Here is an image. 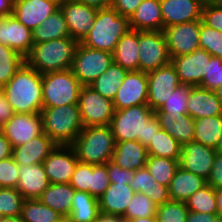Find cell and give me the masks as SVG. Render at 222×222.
<instances>
[{
  "instance_id": "cell-65",
  "label": "cell",
  "mask_w": 222,
  "mask_h": 222,
  "mask_svg": "<svg viewBox=\"0 0 222 222\" xmlns=\"http://www.w3.org/2000/svg\"><path fill=\"white\" fill-rule=\"evenodd\" d=\"M216 97L221 101L222 103V86L216 90H214Z\"/></svg>"
},
{
  "instance_id": "cell-31",
  "label": "cell",
  "mask_w": 222,
  "mask_h": 222,
  "mask_svg": "<svg viewBox=\"0 0 222 222\" xmlns=\"http://www.w3.org/2000/svg\"><path fill=\"white\" fill-rule=\"evenodd\" d=\"M74 194L75 189L70 183H50L38 199L67 218L71 212Z\"/></svg>"
},
{
  "instance_id": "cell-41",
  "label": "cell",
  "mask_w": 222,
  "mask_h": 222,
  "mask_svg": "<svg viewBox=\"0 0 222 222\" xmlns=\"http://www.w3.org/2000/svg\"><path fill=\"white\" fill-rule=\"evenodd\" d=\"M157 205L149 197L140 192H135L131 202L128 204L125 214L122 216L125 220L141 217L156 216Z\"/></svg>"
},
{
  "instance_id": "cell-20",
  "label": "cell",
  "mask_w": 222,
  "mask_h": 222,
  "mask_svg": "<svg viewBox=\"0 0 222 222\" xmlns=\"http://www.w3.org/2000/svg\"><path fill=\"white\" fill-rule=\"evenodd\" d=\"M206 0H160L163 29L172 25L202 19Z\"/></svg>"
},
{
  "instance_id": "cell-70",
  "label": "cell",
  "mask_w": 222,
  "mask_h": 222,
  "mask_svg": "<svg viewBox=\"0 0 222 222\" xmlns=\"http://www.w3.org/2000/svg\"><path fill=\"white\" fill-rule=\"evenodd\" d=\"M60 222H69L67 218H64L62 221Z\"/></svg>"
},
{
  "instance_id": "cell-68",
  "label": "cell",
  "mask_w": 222,
  "mask_h": 222,
  "mask_svg": "<svg viewBox=\"0 0 222 222\" xmlns=\"http://www.w3.org/2000/svg\"><path fill=\"white\" fill-rule=\"evenodd\" d=\"M213 222H222V217L221 216H218L216 215Z\"/></svg>"
},
{
  "instance_id": "cell-7",
  "label": "cell",
  "mask_w": 222,
  "mask_h": 222,
  "mask_svg": "<svg viewBox=\"0 0 222 222\" xmlns=\"http://www.w3.org/2000/svg\"><path fill=\"white\" fill-rule=\"evenodd\" d=\"M81 88L71 69L42 74L43 108L78 104Z\"/></svg>"
},
{
  "instance_id": "cell-61",
  "label": "cell",
  "mask_w": 222,
  "mask_h": 222,
  "mask_svg": "<svg viewBox=\"0 0 222 222\" xmlns=\"http://www.w3.org/2000/svg\"><path fill=\"white\" fill-rule=\"evenodd\" d=\"M94 222H125V219L122 216L100 212Z\"/></svg>"
},
{
  "instance_id": "cell-22",
  "label": "cell",
  "mask_w": 222,
  "mask_h": 222,
  "mask_svg": "<svg viewBox=\"0 0 222 222\" xmlns=\"http://www.w3.org/2000/svg\"><path fill=\"white\" fill-rule=\"evenodd\" d=\"M57 144L44 132L24 145L13 147L12 157L18 165L42 164Z\"/></svg>"
},
{
  "instance_id": "cell-16",
  "label": "cell",
  "mask_w": 222,
  "mask_h": 222,
  "mask_svg": "<svg viewBox=\"0 0 222 222\" xmlns=\"http://www.w3.org/2000/svg\"><path fill=\"white\" fill-rule=\"evenodd\" d=\"M211 57L206 50L198 49L190 54L172 58L171 63L176 69L180 83L191 87L199 86Z\"/></svg>"
},
{
  "instance_id": "cell-8",
  "label": "cell",
  "mask_w": 222,
  "mask_h": 222,
  "mask_svg": "<svg viewBox=\"0 0 222 222\" xmlns=\"http://www.w3.org/2000/svg\"><path fill=\"white\" fill-rule=\"evenodd\" d=\"M113 62V53L91 49L79 42L71 70L82 86H90Z\"/></svg>"
},
{
  "instance_id": "cell-64",
  "label": "cell",
  "mask_w": 222,
  "mask_h": 222,
  "mask_svg": "<svg viewBox=\"0 0 222 222\" xmlns=\"http://www.w3.org/2000/svg\"><path fill=\"white\" fill-rule=\"evenodd\" d=\"M0 222H23L20 216L0 217Z\"/></svg>"
},
{
  "instance_id": "cell-45",
  "label": "cell",
  "mask_w": 222,
  "mask_h": 222,
  "mask_svg": "<svg viewBox=\"0 0 222 222\" xmlns=\"http://www.w3.org/2000/svg\"><path fill=\"white\" fill-rule=\"evenodd\" d=\"M190 86L179 85L171 96L165 101L159 109L161 112H171V114H188L187 101L189 98Z\"/></svg>"
},
{
  "instance_id": "cell-69",
  "label": "cell",
  "mask_w": 222,
  "mask_h": 222,
  "mask_svg": "<svg viewBox=\"0 0 222 222\" xmlns=\"http://www.w3.org/2000/svg\"><path fill=\"white\" fill-rule=\"evenodd\" d=\"M54 1H56L58 4H62V3H64L67 0H54Z\"/></svg>"
},
{
  "instance_id": "cell-56",
  "label": "cell",
  "mask_w": 222,
  "mask_h": 222,
  "mask_svg": "<svg viewBox=\"0 0 222 222\" xmlns=\"http://www.w3.org/2000/svg\"><path fill=\"white\" fill-rule=\"evenodd\" d=\"M12 106L7 101L5 93L0 88V130L14 115Z\"/></svg>"
},
{
  "instance_id": "cell-60",
  "label": "cell",
  "mask_w": 222,
  "mask_h": 222,
  "mask_svg": "<svg viewBox=\"0 0 222 222\" xmlns=\"http://www.w3.org/2000/svg\"><path fill=\"white\" fill-rule=\"evenodd\" d=\"M14 0H0V17L13 15Z\"/></svg>"
},
{
  "instance_id": "cell-15",
  "label": "cell",
  "mask_w": 222,
  "mask_h": 222,
  "mask_svg": "<svg viewBox=\"0 0 222 222\" xmlns=\"http://www.w3.org/2000/svg\"><path fill=\"white\" fill-rule=\"evenodd\" d=\"M1 131L12 147L24 145L43 133L41 113H15Z\"/></svg>"
},
{
  "instance_id": "cell-13",
  "label": "cell",
  "mask_w": 222,
  "mask_h": 222,
  "mask_svg": "<svg viewBox=\"0 0 222 222\" xmlns=\"http://www.w3.org/2000/svg\"><path fill=\"white\" fill-rule=\"evenodd\" d=\"M148 96L147 73L142 71L127 72L113 100L115 110L145 105Z\"/></svg>"
},
{
  "instance_id": "cell-26",
  "label": "cell",
  "mask_w": 222,
  "mask_h": 222,
  "mask_svg": "<svg viewBox=\"0 0 222 222\" xmlns=\"http://www.w3.org/2000/svg\"><path fill=\"white\" fill-rule=\"evenodd\" d=\"M134 194L135 191L127 183H110L98 199L100 212L123 216Z\"/></svg>"
},
{
  "instance_id": "cell-6",
  "label": "cell",
  "mask_w": 222,
  "mask_h": 222,
  "mask_svg": "<svg viewBox=\"0 0 222 222\" xmlns=\"http://www.w3.org/2000/svg\"><path fill=\"white\" fill-rule=\"evenodd\" d=\"M43 132L57 145L71 146L83 130L78 104L41 110Z\"/></svg>"
},
{
  "instance_id": "cell-46",
  "label": "cell",
  "mask_w": 222,
  "mask_h": 222,
  "mask_svg": "<svg viewBox=\"0 0 222 222\" xmlns=\"http://www.w3.org/2000/svg\"><path fill=\"white\" fill-rule=\"evenodd\" d=\"M110 185L107 163L102 165H91L90 194L99 199Z\"/></svg>"
},
{
  "instance_id": "cell-24",
  "label": "cell",
  "mask_w": 222,
  "mask_h": 222,
  "mask_svg": "<svg viewBox=\"0 0 222 222\" xmlns=\"http://www.w3.org/2000/svg\"><path fill=\"white\" fill-rule=\"evenodd\" d=\"M18 171L16 189L24 199H38L50 184L43 164L19 165Z\"/></svg>"
},
{
  "instance_id": "cell-47",
  "label": "cell",
  "mask_w": 222,
  "mask_h": 222,
  "mask_svg": "<svg viewBox=\"0 0 222 222\" xmlns=\"http://www.w3.org/2000/svg\"><path fill=\"white\" fill-rule=\"evenodd\" d=\"M222 86V59L212 56L208 63L207 72L199 87L216 90Z\"/></svg>"
},
{
  "instance_id": "cell-52",
  "label": "cell",
  "mask_w": 222,
  "mask_h": 222,
  "mask_svg": "<svg viewBox=\"0 0 222 222\" xmlns=\"http://www.w3.org/2000/svg\"><path fill=\"white\" fill-rule=\"evenodd\" d=\"M107 171L110 183H127L132 181L133 170H126L113 163L111 160L107 162Z\"/></svg>"
},
{
  "instance_id": "cell-66",
  "label": "cell",
  "mask_w": 222,
  "mask_h": 222,
  "mask_svg": "<svg viewBox=\"0 0 222 222\" xmlns=\"http://www.w3.org/2000/svg\"><path fill=\"white\" fill-rule=\"evenodd\" d=\"M216 151L222 153V133L219 137L218 146L216 148Z\"/></svg>"
},
{
  "instance_id": "cell-14",
  "label": "cell",
  "mask_w": 222,
  "mask_h": 222,
  "mask_svg": "<svg viewBox=\"0 0 222 222\" xmlns=\"http://www.w3.org/2000/svg\"><path fill=\"white\" fill-rule=\"evenodd\" d=\"M78 161L72 146L57 145L42 163L49 183H70Z\"/></svg>"
},
{
  "instance_id": "cell-9",
  "label": "cell",
  "mask_w": 222,
  "mask_h": 222,
  "mask_svg": "<svg viewBox=\"0 0 222 222\" xmlns=\"http://www.w3.org/2000/svg\"><path fill=\"white\" fill-rule=\"evenodd\" d=\"M139 71L149 73L171 63L163 31H138Z\"/></svg>"
},
{
  "instance_id": "cell-37",
  "label": "cell",
  "mask_w": 222,
  "mask_h": 222,
  "mask_svg": "<svg viewBox=\"0 0 222 222\" xmlns=\"http://www.w3.org/2000/svg\"><path fill=\"white\" fill-rule=\"evenodd\" d=\"M20 217L23 222H60L64 219L39 199H24Z\"/></svg>"
},
{
  "instance_id": "cell-36",
  "label": "cell",
  "mask_w": 222,
  "mask_h": 222,
  "mask_svg": "<svg viewBox=\"0 0 222 222\" xmlns=\"http://www.w3.org/2000/svg\"><path fill=\"white\" fill-rule=\"evenodd\" d=\"M146 149L150 156L179 160L182 144H180L164 129L160 128Z\"/></svg>"
},
{
  "instance_id": "cell-57",
  "label": "cell",
  "mask_w": 222,
  "mask_h": 222,
  "mask_svg": "<svg viewBox=\"0 0 222 222\" xmlns=\"http://www.w3.org/2000/svg\"><path fill=\"white\" fill-rule=\"evenodd\" d=\"M13 147L5 134L0 130V160L12 156Z\"/></svg>"
},
{
  "instance_id": "cell-17",
  "label": "cell",
  "mask_w": 222,
  "mask_h": 222,
  "mask_svg": "<svg viewBox=\"0 0 222 222\" xmlns=\"http://www.w3.org/2000/svg\"><path fill=\"white\" fill-rule=\"evenodd\" d=\"M216 153L213 148L191 141L182 145L178 165L207 180L212 171Z\"/></svg>"
},
{
  "instance_id": "cell-35",
  "label": "cell",
  "mask_w": 222,
  "mask_h": 222,
  "mask_svg": "<svg viewBox=\"0 0 222 222\" xmlns=\"http://www.w3.org/2000/svg\"><path fill=\"white\" fill-rule=\"evenodd\" d=\"M127 72L124 68L113 62L90 86L103 97L113 101Z\"/></svg>"
},
{
  "instance_id": "cell-51",
  "label": "cell",
  "mask_w": 222,
  "mask_h": 222,
  "mask_svg": "<svg viewBox=\"0 0 222 222\" xmlns=\"http://www.w3.org/2000/svg\"><path fill=\"white\" fill-rule=\"evenodd\" d=\"M154 177L148 172L146 167L135 170L132 176V181L130 182L131 188L135 192L143 193L154 184Z\"/></svg>"
},
{
  "instance_id": "cell-49",
  "label": "cell",
  "mask_w": 222,
  "mask_h": 222,
  "mask_svg": "<svg viewBox=\"0 0 222 222\" xmlns=\"http://www.w3.org/2000/svg\"><path fill=\"white\" fill-rule=\"evenodd\" d=\"M70 185L75 190L88 192L90 194L91 164L78 161Z\"/></svg>"
},
{
  "instance_id": "cell-43",
  "label": "cell",
  "mask_w": 222,
  "mask_h": 222,
  "mask_svg": "<svg viewBox=\"0 0 222 222\" xmlns=\"http://www.w3.org/2000/svg\"><path fill=\"white\" fill-rule=\"evenodd\" d=\"M188 212L186 202L170 200L157 206V222H186Z\"/></svg>"
},
{
  "instance_id": "cell-2",
  "label": "cell",
  "mask_w": 222,
  "mask_h": 222,
  "mask_svg": "<svg viewBox=\"0 0 222 222\" xmlns=\"http://www.w3.org/2000/svg\"><path fill=\"white\" fill-rule=\"evenodd\" d=\"M14 113H38L43 108L42 74L26 62L1 88Z\"/></svg>"
},
{
  "instance_id": "cell-39",
  "label": "cell",
  "mask_w": 222,
  "mask_h": 222,
  "mask_svg": "<svg viewBox=\"0 0 222 222\" xmlns=\"http://www.w3.org/2000/svg\"><path fill=\"white\" fill-rule=\"evenodd\" d=\"M25 63V58L9 46L0 44V88H2Z\"/></svg>"
},
{
  "instance_id": "cell-34",
  "label": "cell",
  "mask_w": 222,
  "mask_h": 222,
  "mask_svg": "<svg viewBox=\"0 0 222 222\" xmlns=\"http://www.w3.org/2000/svg\"><path fill=\"white\" fill-rule=\"evenodd\" d=\"M222 133V115L195 120L194 141L216 150Z\"/></svg>"
},
{
  "instance_id": "cell-38",
  "label": "cell",
  "mask_w": 222,
  "mask_h": 222,
  "mask_svg": "<svg viewBox=\"0 0 222 222\" xmlns=\"http://www.w3.org/2000/svg\"><path fill=\"white\" fill-rule=\"evenodd\" d=\"M178 166V160L150 155H148L145 164L146 169L154 177V180L167 187H169Z\"/></svg>"
},
{
  "instance_id": "cell-23",
  "label": "cell",
  "mask_w": 222,
  "mask_h": 222,
  "mask_svg": "<svg viewBox=\"0 0 222 222\" xmlns=\"http://www.w3.org/2000/svg\"><path fill=\"white\" fill-rule=\"evenodd\" d=\"M187 112L194 120L222 115V103L212 90L190 86Z\"/></svg>"
},
{
  "instance_id": "cell-50",
  "label": "cell",
  "mask_w": 222,
  "mask_h": 222,
  "mask_svg": "<svg viewBox=\"0 0 222 222\" xmlns=\"http://www.w3.org/2000/svg\"><path fill=\"white\" fill-rule=\"evenodd\" d=\"M202 22L220 32H222V8L205 1L202 9Z\"/></svg>"
},
{
  "instance_id": "cell-54",
  "label": "cell",
  "mask_w": 222,
  "mask_h": 222,
  "mask_svg": "<svg viewBox=\"0 0 222 222\" xmlns=\"http://www.w3.org/2000/svg\"><path fill=\"white\" fill-rule=\"evenodd\" d=\"M206 184L214 189L222 188V153L217 152L212 166V171L206 180Z\"/></svg>"
},
{
  "instance_id": "cell-44",
  "label": "cell",
  "mask_w": 222,
  "mask_h": 222,
  "mask_svg": "<svg viewBox=\"0 0 222 222\" xmlns=\"http://www.w3.org/2000/svg\"><path fill=\"white\" fill-rule=\"evenodd\" d=\"M200 49L206 50L214 57L222 59V32L205 25L201 20Z\"/></svg>"
},
{
  "instance_id": "cell-67",
  "label": "cell",
  "mask_w": 222,
  "mask_h": 222,
  "mask_svg": "<svg viewBox=\"0 0 222 222\" xmlns=\"http://www.w3.org/2000/svg\"><path fill=\"white\" fill-rule=\"evenodd\" d=\"M207 1H209L212 4L222 8V0H207Z\"/></svg>"
},
{
  "instance_id": "cell-21",
  "label": "cell",
  "mask_w": 222,
  "mask_h": 222,
  "mask_svg": "<svg viewBox=\"0 0 222 222\" xmlns=\"http://www.w3.org/2000/svg\"><path fill=\"white\" fill-rule=\"evenodd\" d=\"M59 7L54 0H14L13 15L33 31Z\"/></svg>"
},
{
  "instance_id": "cell-4",
  "label": "cell",
  "mask_w": 222,
  "mask_h": 222,
  "mask_svg": "<svg viewBox=\"0 0 222 222\" xmlns=\"http://www.w3.org/2000/svg\"><path fill=\"white\" fill-rule=\"evenodd\" d=\"M130 29L129 18L111 8L98 9L92 29L82 45L113 53L120 38Z\"/></svg>"
},
{
  "instance_id": "cell-42",
  "label": "cell",
  "mask_w": 222,
  "mask_h": 222,
  "mask_svg": "<svg viewBox=\"0 0 222 222\" xmlns=\"http://www.w3.org/2000/svg\"><path fill=\"white\" fill-rule=\"evenodd\" d=\"M23 202L16 188H0V217L20 216Z\"/></svg>"
},
{
  "instance_id": "cell-29",
  "label": "cell",
  "mask_w": 222,
  "mask_h": 222,
  "mask_svg": "<svg viewBox=\"0 0 222 222\" xmlns=\"http://www.w3.org/2000/svg\"><path fill=\"white\" fill-rule=\"evenodd\" d=\"M206 185V180L178 166L168 187L171 201L186 202L191 195Z\"/></svg>"
},
{
  "instance_id": "cell-3",
  "label": "cell",
  "mask_w": 222,
  "mask_h": 222,
  "mask_svg": "<svg viewBox=\"0 0 222 222\" xmlns=\"http://www.w3.org/2000/svg\"><path fill=\"white\" fill-rule=\"evenodd\" d=\"M78 43L71 37L34 43L25 62L40 74L71 69Z\"/></svg>"
},
{
  "instance_id": "cell-11",
  "label": "cell",
  "mask_w": 222,
  "mask_h": 222,
  "mask_svg": "<svg viewBox=\"0 0 222 222\" xmlns=\"http://www.w3.org/2000/svg\"><path fill=\"white\" fill-rule=\"evenodd\" d=\"M147 78V104L155 112L162 107L181 83L172 63L147 73Z\"/></svg>"
},
{
  "instance_id": "cell-32",
  "label": "cell",
  "mask_w": 222,
  "mask_h": 222,
  "mask_svg": "<svg viewBox=\"0 0 222 222\" xmlns=\"http://www.w3.org/2000/svg\"><path fill=\"white\" fill-rule=\"evenodd\" d=\"M100 213L99 201L88 192L75 190L69 222H94Z\"/></svg>"
},
{
  "instance_id": "cell-53",
  "label": "cell",
  "mask_w": 222,
  "mask_h": 222,
  "mask_svg": "<svg viewBox=\"0 0 222 222\" xmlns=\"http://www.w3.org/2000/svg\"><path fill=\"white\" fill-rule=\"evenodd\" d=\"M143 194L149 197L157 206L170 201L168 187L157 181H154L149 190L144 191Z\"/></svg>"
},
{
  "instance_id": "cell-30",
  "label": "cell",
  "mask_w": 222,
  "mask_h": 222,
  "mask_svg": "<svg viewBox=\"0 0 222 222\" xmlns=\"http://www.w3.org/2000/svg\"><path fill=\"white\" fill-rule=\"evenodd\" d=\"M138 30L129 29L113 52L114 63L126 71H139Z\"/></svg>"
},
{
  "instance_id": "cell-58",
  "label": "cell",
  "mask_w": 222,
  "mask_h": 222,
  "mask_svg": "<svg viewBox=\"0 0 222 222\" xmlns=\"http://www.w3.org/2000/svg\"><path fill=\"white\" fill-rule=\"evenodd\" d=\"M216 214L189 211L186 222H213Z\"/></svg>"
},
{
  "instance_id": "cell-27",
  "label": "cell",
  "mask_w": 222,
  "mask_h": 222,
  "mask_svg": "<svg viewBox=\"0 0 222 222\" xmlns=\"http://www.w3.org/2000/svg\"><path fill=\"white\" fill-rule=\"evenodd\" d=\"M148 152L139 141L116 142L111 161L126 170H138L145 167Z\"/></svg>"
},
{
  "instance_id": "cell-10",
  "label": "cell",
  "mask_w": 222,
  "mask_h": 222,
  "mask_svg": "<svg viewBox=\"0 0 222 222\" xmlns=\"http://www.w3.org/2000/svg\"><path fill=\"white\" fill-rule=\"evenodd\" d=\"M78 106L83 127L109 126L114 116L113 101L100 95L91 86H82Z\"/></svg>"
},
{
  "instance_id": "cell-63",
  "label": "cell",
  "mask_w": 222,
  "mask_h": 222,
  "mask_svg": "<svg viewBox=\"0 0 222 222\" xmlns=\"http://www.w3.org/2000/svg\"><path fill=\"white\" fill-rule=\"evenodd\" d=\"M125 222H157V218L156 216L153 217H141V218H136V219H129V220H125Z\"/></svg>"
},
{
  "instance_id": "cell-40",
  "label": "cell",
  "mask_w": 222,
  "mask_h": 222,
  "mask_svg": "<svg viewBox=\"0 0 222 222\" xmlns=\"http://www.w3.org/2000/svg\"><path fill=\"white\" fill-rule=\"evenodd\" d=\"M189 211L217 215L215 189L206 184L186 201Z\"/></svg>"
},
{
  "instance_id": "cell-12",
  "label": "cell",
  "mask_w": 222,
  "mask_h": 222,
  "mask_svg": "<svg viewBox=\"0 0 222 222\" xmlns=\"http://www.w3.org/2000/svg\"><path fill=\"white\" fill-rule=\"evenodd\" d=\"M201 20L176 24L163 29L171 58L200 49Z\"/></svg>"
},
{
  "instance_id": "cell-62",
  "label": "cell",
  "mask_w": 222,
  "mask_h": 222,
  "mask_svg": "<svg viewBox=\"0 0 222 222\" xmlns=\"http://www.w3.org/2000/svg\"><path fill=\"white\" fill-rule=\"evenodd\" d=\"M217 215L222 217V188L215 189Z\"/></svg>"
},
{
  "instance_id": "cell-1",
  "label": "cell",
  "mask_w": 222,
  "mask_h": 222,
  "mask_svg": "<svg viewBox=\"0 0 222 222\" xmlns=\"http://www.w3.org/2000/svg\"><path fill=\"white\" fill-rule=\"evenodd\" d=\"M109 126L116 142L136 140L145 147L161 128L148 104L115 110Z\"/></svg>"
},
{
  "instance_id": "cell-28",
  "label": "cell",
  "mask_w": 222,
  "mask_h": 222,
  "mask_svg": "<svg viewBox=\"0 0 222 222\" xmlns=\"http://www.w3.org/2000/svg\"><path fill=\"white\" fill-rule=\"evenodd\" d=\"M129 26L138 31H163L160 0H143L130 16Z\"/></svg>"
},
{
  "instance_id": "cell-55",
  "label": "cell",
  "mask_w": 222,
  "mask_h": 222,
  "mask_svg": "<svg viewBox=\"0 0 222 222\" xmlns=\"http://www.w3.org/2000/svg\"><path fill=\"white\" fill-rule=\"evenodd\" d=\"M143 0H114L112 8L120 15L130 18Z\"/></svg>"
},
{
  "instance_id": "cell-48",
  "label": "cell",
  "mask_w": 222,
  "mask_h": 222,
  "mask_svg": "<svg viewBox=\"0 0 222 222\" xmlns=\"http://www.w3.org/2000/svg\"><path fill=\"white\" fill-rule=\"evenodd\" d=\"M19 165L14 158L0 160V188H16L19 179Z\"/></svg>"
},
{
  "instance_id": "cell-19",
  "label": "cell",
  "mask_w": 222,
  "mask_h": 222,
  "mask_svg": "<svg viewBox=\"0 0 222 222\" xmlns=\"http://www.w3.org/2000/svg\"><path fill=\"white\" fill-rule=\"evenodd\" d=\"M0 44L9 46L26 58L34 46L32 30L14 15L0 17Z\"/></svg>"
},
{
  "instance_id": "cell-33",
  "label": "cell",
  "mask_w": 222,
  "mask_h": 222,
  "mask_svg": "<svg viewBox=\"0 0 222 222\" xmlns=\"http://www.w3.org/2000/svg\"><path fill=\"white\" fill-rule=\"evenodd\" d=\"M32 33L34 43H43L53 39L70 37L66 20L60 8L34 29Z\"/></svg>"
},
{
  "instance_id": "cell-18",
  "label": "cell",
  "mask_w": 222,
  "mask_h": 222,
  "mask_svg": "<svg viewBox=\"0 0 222 222\" xmlns=\"http://www.w3.org/2000/svg\"><path fill=\"white\" fill-rule=\"evenodd\" d=\"M59 8L66 20L70 37L81 42L92 29L98 9L76 0H67Z\"/></svg>"
},
{
  "instance_id": "cell-5",
  "label": "cell",
  "mask_w": 222,
  "mask_h": 222,
  "mask_svg": "<svg viewBox=\"0 0 222 222\" xmlns=\"http://www.w3.org/2000/svg\"><path fill=\"white\" fill-rule=\"evenodd\" d=\"M71 146L80 162L102 165L112 159L116 141L110 126H92L83 127Z\"/></svg>"
},
{
  "instance_id": "cell-25",
  "label": "cell",
  "mask_w": 222,
  "mask_h": 222,
  "mask_svg": "<svg viewBox=\"0 0 222 222\" xmlns=\"http://www.w3.org/2000/svg\"><path fill=\"white\" fill-rule=\"evenodd\" d=\"M159 125L180 144L194 141L195 120L188 114H171V112H154Z\"/></svg>"
},
{
  "instance_id": "cell-59",
  "label": "cell",
  "mask_w": 222,
  "mask_h": 222,
  "mask_svg": "<svg viewBox=\"0 0 222 222\" xmlns=\"http://www.w3.org/2000/svg\"><path fill=\"white\" fill-rule=\"evenodd\" d=\"M84 5L92 6L97 9L111 8L114 0H76Z\"/></svg>"
}]
</instances>
